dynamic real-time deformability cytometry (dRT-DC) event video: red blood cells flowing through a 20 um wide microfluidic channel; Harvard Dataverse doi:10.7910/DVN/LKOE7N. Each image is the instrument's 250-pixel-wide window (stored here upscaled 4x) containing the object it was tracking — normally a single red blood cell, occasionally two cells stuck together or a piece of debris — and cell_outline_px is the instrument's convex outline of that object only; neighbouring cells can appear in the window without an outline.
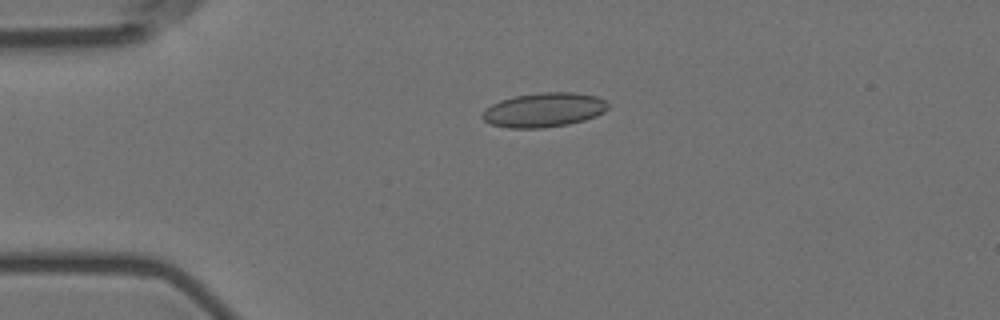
{"species": "Egyptian fruit bat (a non-hibernating species)", "species_latin": "Rousettus aegyptiacus", "temperature_condition": "room temperature", "stored_images_in_passage": 6, "camera_frame_rate_fps": 3000, "um_per_image_px": 0.085, "animal": {"sex": "female"}, "frame": {"image": 1, "passage_image": 4, "time_ms": 3.667, "image_size_px": [1000, 320], "cell_outline_px": [[608, 108], [604, 112], [596, 116], [584, 120], [568, 124], [544, 128], [508, 128], [492, 124], [484, 120], [480, 116], [492, 104], [500, 100], [516, 96], [540, 92], [572, 92], [596, 96], [604, 100], [608, 104]], "centroid_in_image_um": [46.24, 9.34], "position_along_channel_um": 38.8, "area_um2": 25.03}}
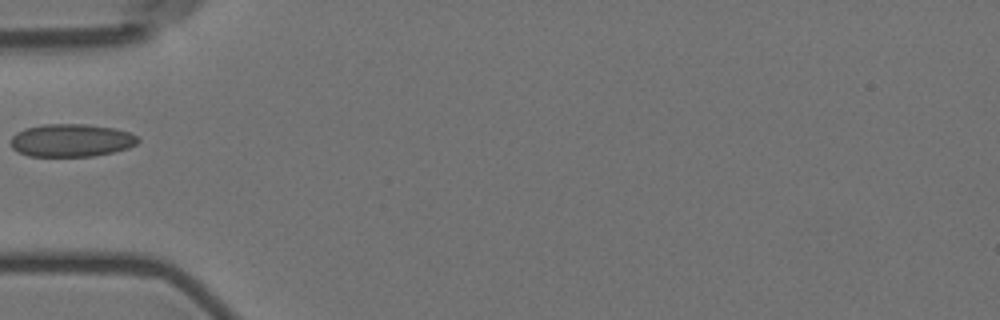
{"frame": {"image": 2, "passage_image": 6, "time_ms": 5.667, "image_size_px": [1000, 320], "cell_outline_px": [[140, 140], [136, 144], [128, 148], [112, 152], [92, 156], [28, 156], [12, 148], [12, 136], [16, 132], [24, 128], [44, 124], [88, 124], [116, 128], [128, 132], [136, 136]], "centroid_in_image_um": [6.06, 11.92], "position_along_channel_um": 78.9, "area_um2": 24.33}}